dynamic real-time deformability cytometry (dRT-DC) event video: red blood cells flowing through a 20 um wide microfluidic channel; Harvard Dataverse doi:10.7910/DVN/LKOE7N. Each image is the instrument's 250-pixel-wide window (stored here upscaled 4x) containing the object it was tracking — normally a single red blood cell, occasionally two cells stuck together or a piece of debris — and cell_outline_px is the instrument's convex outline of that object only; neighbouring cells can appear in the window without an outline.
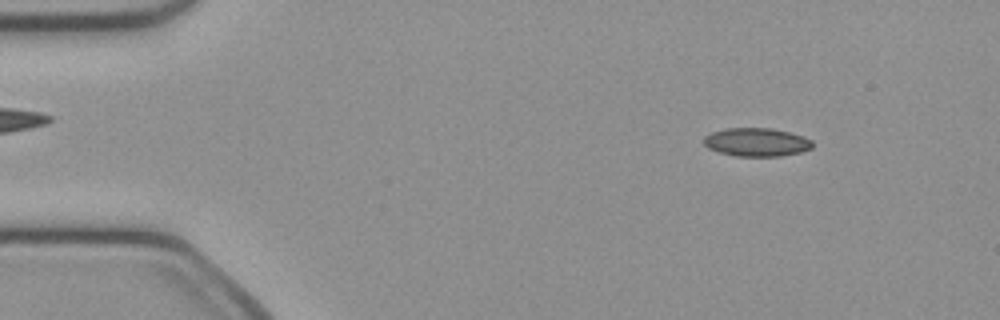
{"species": "common noctule bat (a hibernating species)", "species_latin": "Nyctalus noctula", "temperature_condition": "cold", "stored_images_in_passage": 47, "camera_frame_rate_fps": 3000, "um_per_image_px": 0.085, "animal": {"sex": "female", "body_mass_g": 21.9}, "frame": {"image": 1, "passage_image": 6, "time_ms": 1.667, "image_size_px": [1000, 320], "cell_outline_px": [[812, 148], [800, 152], [780, 156], [736, 156], [720, 152], [708, 148], [700, 140], [704, 136], [712, 132], [724, 128], [772, 128], [804, 136], [812, 140]], "centroid_in_image_um": [64.27, 12.07], "position_along_channel_um": 20.7, "area_um2": 18.09}}
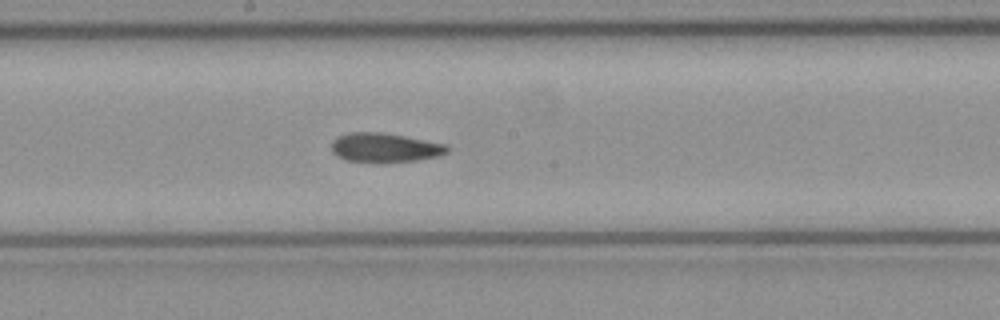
{"frame": {"image": 2, "passage_image": 24, "time_ms": 7.667, "image_size_px": [1000, 320], "cell_outline_px": [[448, 152], [440, 156], [416, 160], [384, 164], [376, 164], [344, 160], [336, 156], [332, 152], [332, 140], [348, 132], [380, 132], [404, 136], [448, 144]], "centroid_in_image_um": [32.7, 12.58], "position_along_channel_um": 215.5, "area_um2": 20.29}}
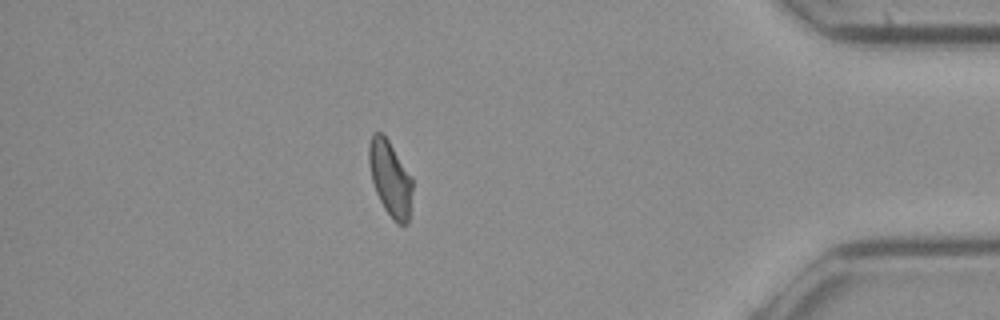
{"frame": {"image": 3, "passage_image": 41, "time_ms": 13.333, "image_size_px": [1000, 320], "cell_outline_px": [[412, 192], [408, 224], [396, 224], [384, 208], [376, 192], [372, 180], [368, 160], [368, 144], [372, 132], [380, 132], [388, 140], [412, 176]], "centroid_in_image_um": [33.16, 15.16], "position_along_channel_um": 402.0, "area_um2": 19.13}, "authors_computed_cell_mechanics": {"area_um2": 19.1896, "velocity_mm_per_s": 4.0742, "shape_relaxation_time_tau1_ms": null, "shape_relaxation_time_tau2_ms": 3.0476, "deformation_change_tau1": null, "deformation_change_tau2": 0.1005}}